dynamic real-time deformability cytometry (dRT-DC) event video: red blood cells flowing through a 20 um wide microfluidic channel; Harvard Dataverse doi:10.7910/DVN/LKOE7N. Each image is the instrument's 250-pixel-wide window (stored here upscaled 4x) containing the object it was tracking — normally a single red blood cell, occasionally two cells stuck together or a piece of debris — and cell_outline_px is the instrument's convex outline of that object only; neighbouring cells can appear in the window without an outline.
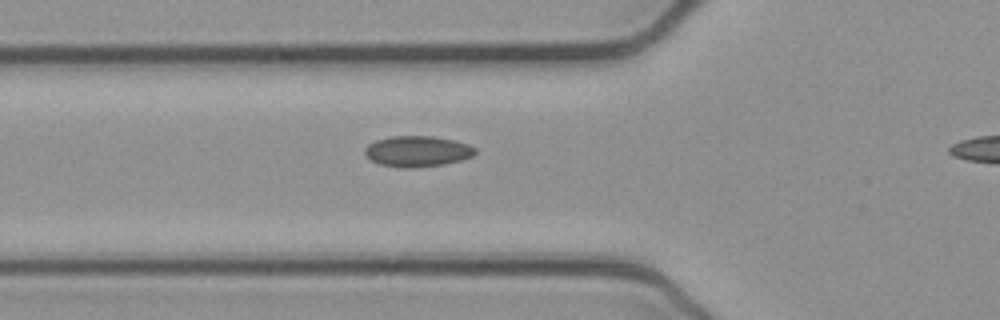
{"species": "common noctule bat (a hibernating species)", "species_latin": "Nyctalus noctula", "temperature_condition": "cold", "stored_images_in_passage": 36, "camera_frame_rate_fps": 3000, "um_per_image_px": 0.085, "animal": {"sex": "female", "body_mass_g": 21.9}, "frame": {"image": 1, "passage_image": 9, "time_ms": 2.667, "image_size_px": [1000, 320], "cell_outline_px": [[476, 152], [472, 156], [460, 160], [444, 164], [412, 168], [400, 168], [380, 164], [372, 160], [364, 152], [364, 148], [368, 144], [376, 140], [392, 136], [432, 136], [456, 140], [468, 144], [476, 148]], "centroid_in_image_um": [35.48, 12.85], "position_along_channel_um": 90.3, "area_um2": 19.83}}
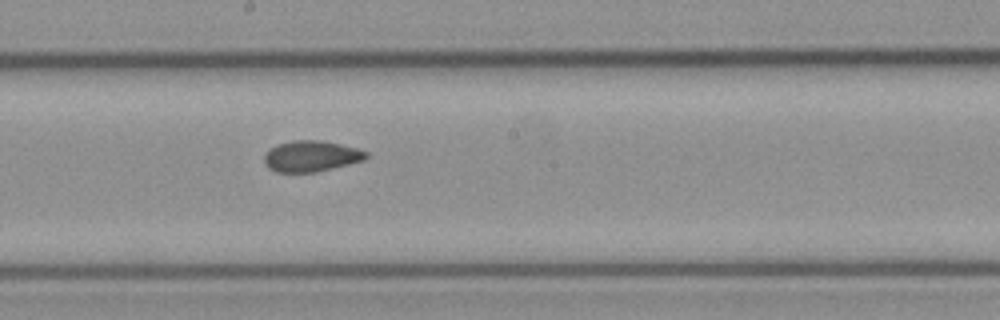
{"frame": {"image": 2, "passage_image": 19, "time_ms": 6.0, "image_size_px": [1000, 320], "cell_outline_px": [[368, 156], [364, 160], [316, 172], [276, 172], [268, 168], [264, 164], [264, 156], [268, 148], [276, 144], [292, 140], [324, 140], [356, 148], [368, 152]], "centroid_in_image_um": [26.4, 13.26], "position_along_channel_um": 221.8, "area_um2": 18.55}}
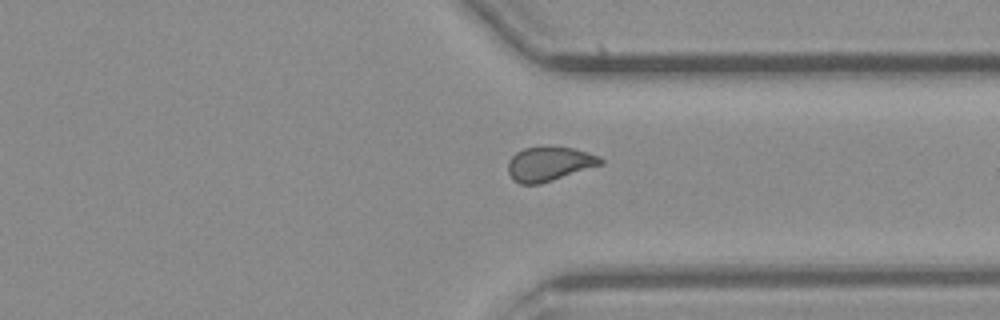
{"frame": {"image": 3, "passage_image": 30, "time_ms": 9.667, "image_size_px": [1000, 320], "cell_outline_px": [[604, 164], [540, 184], [520, 184], [512, 180], [508, 172], [508, 160], [516, 152], [524, 148], [572, 148], [588, 152], [600, 156], [604, 160]], "centroid_in_image_um": [46.69, 13.95], "position_along_channel_um": 364.7, "area_um2": 18.38}, "authors_computed_cell_mechanics": {"area_um2": 18.7561, "velocity_mm_per_s": 3.9117, "shape_relaxation_time_tau1_ms": null, "shape_relaxation_time_tau2_ms": 1.6325, "deformation_change_tau1": null, "deformation_change_tau2": 0.0644}}